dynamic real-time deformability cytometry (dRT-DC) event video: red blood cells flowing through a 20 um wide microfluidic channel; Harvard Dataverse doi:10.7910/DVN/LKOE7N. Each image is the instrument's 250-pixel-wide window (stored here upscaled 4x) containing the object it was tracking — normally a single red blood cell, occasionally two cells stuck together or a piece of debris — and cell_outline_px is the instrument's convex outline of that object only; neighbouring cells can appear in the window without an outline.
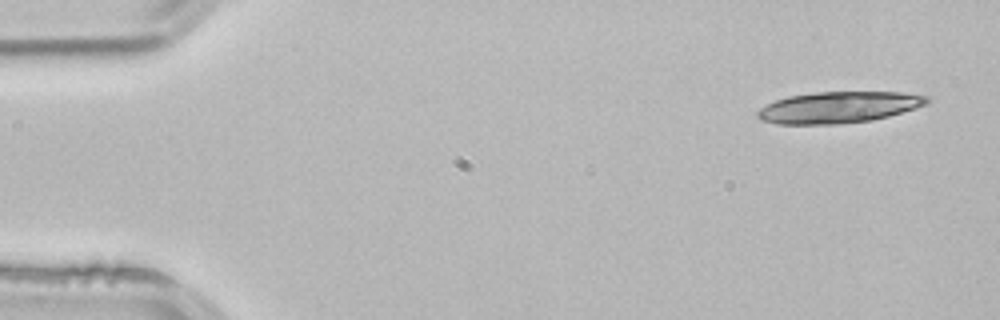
{"species": "common noctule bat (a hibernating species)", "species_latin": "Nyctalus noctula", "temperature_condition": "room temperature", "stored_images_in_passage": 3, "camera_frame_rate_fps": 3000, "um_per_image_px": 0.085, "animal": {"sex": "male", "body_mass_g": 21.5, "forearm_length_mm": 52.0}, "frame": {"image": 1, "passage_image": 1, "time_ms": 0.0, "image_size_px": [1000, 320], "cell_outline_px": [[932, 100], [928, 104], [916, 108], [888, 116], [872, 120], [836, 124], [776, 124], [760, 120], [756, 116], [756, 112], [760, 108], [776, 100], [788, 96], [816, 92], [900, 92], [928, 96]], "centroid_in_image_um": [71.29, 9.12], "position_along_channel_um": 13.7, "area_um2": 31.04}}